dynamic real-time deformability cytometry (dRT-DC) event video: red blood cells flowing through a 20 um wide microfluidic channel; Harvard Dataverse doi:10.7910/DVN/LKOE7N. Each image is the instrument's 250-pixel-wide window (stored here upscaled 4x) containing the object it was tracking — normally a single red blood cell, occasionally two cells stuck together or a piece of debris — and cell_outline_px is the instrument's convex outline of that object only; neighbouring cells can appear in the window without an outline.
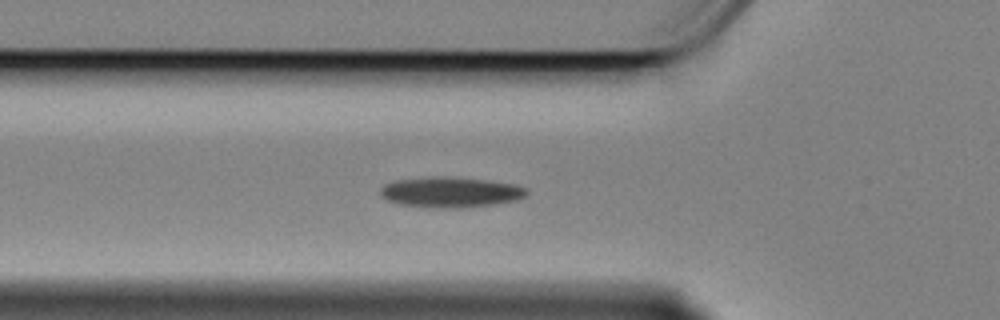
{"species": "Egyptian fruit bat (a non-hibernating species)", "species_latin": "Rousettus aegyptiacus", "temperature_condition": "cold", "stored_images_in_passage": 40, "camera_frame_rate_fps": 3000, "um_per_image_px": 0.085, "animal": {"sex": "female"}, "frame": {"image": 1, "passage_image": 2, "time_ms": 0.333, "image_size_px": [1000, 320], "cell_outline_px": [[528, 196], [516, 200], [468, 208], [428, 208], [396, 204], [380, 196], [380, 188], [384, 184], [396, 180], [432, 176], [448, 176], [488, 180], [516, 184], [528, 188]], "centroid_in_image_um": [38.3, 16.34], "position_along_channel_um": 87.5, "area_um2": 26.59}}
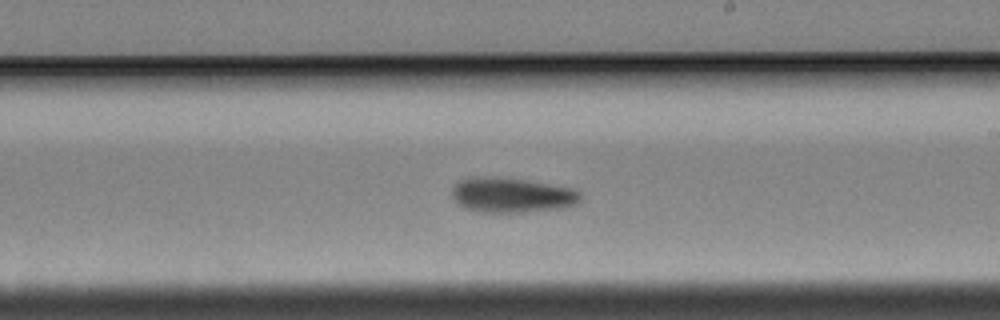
{"frame": {"image": 2, "passage_image": 16, "time_ms": 5.0, "image_size_px": [1000, 320], "cell_outline_px": [[580, 200], [576, 204], [564, 208], [520, 212], [484, 212], [464, 208], [452, 196], [452, 188], [460, 180], [472, 176], [476, 176], [524, 180], [576, 188], [580, 192]], "centroid_in_image_um": [43.53, 16.58], "position_along_channel_um": 245.5, "area_um2": 25.95}}
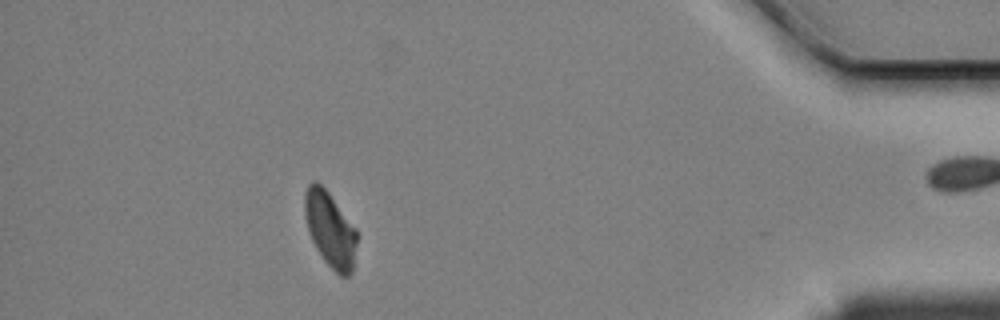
{"frame": {"image": 3, "passage_image": 35, "time_ms": 11.333, "image_size_px": [1000, 320], "cell_outline_px": [[356, 244], [352, 272], [348, 276], [340, 276], [324, 260], [316, 248], [312, 240], [304, 216], [304, 192], [308, 184], [312, 180], [316, 180], [328, 192], [356, 228]], "centroid_in_image_um": [28.04, 19.46], "position_along_channel_um": 407.2, "area_um2": 22.72}}